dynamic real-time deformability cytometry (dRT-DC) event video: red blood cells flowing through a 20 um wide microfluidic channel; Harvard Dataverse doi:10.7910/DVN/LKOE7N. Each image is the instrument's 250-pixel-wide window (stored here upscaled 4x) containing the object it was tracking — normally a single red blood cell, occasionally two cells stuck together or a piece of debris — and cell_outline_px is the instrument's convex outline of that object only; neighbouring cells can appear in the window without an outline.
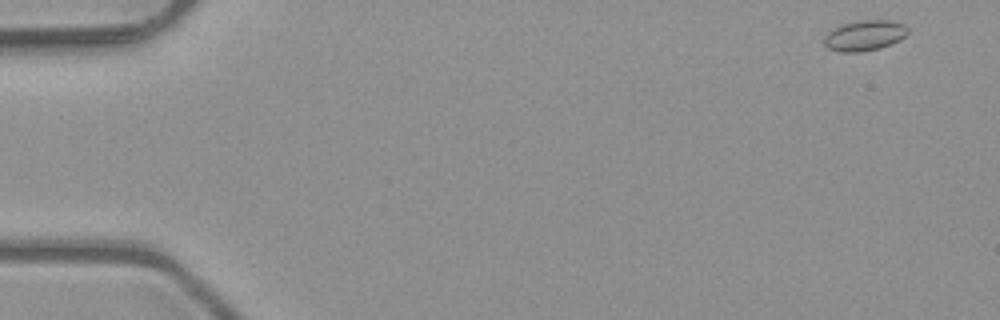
{"species": "common noctule bat (a hibernating species)", "species_latin": "Nyctalus noctula", "temperature_condition": "room temperature", "stored_images_in_passage": 4, "camera_frame_rate_fps": 3000, "um_per_image_px": 0.085, "animal": {"sex": "male", "body_mass_g": 23.1, "forearm_length_mm": 52.7}, "frame": {"image": 1, "passage_image": 1, "time_ms": 0.0, "image_size_px": [1000, 320], "cell_outline_px": [[908, 32], [900, 40], [892, 44], [880, 48], [860, 52], [840, 52], [828, 48], [824, 44], [824, 36], [832, 28], [840, 24], [856, 20], [892, 20], [904, 24], [908, 28]], "centroid_in_image_um": [73.48, 3.0], "position_along_channel_um": 11.5, "area_um2": 15.14}}
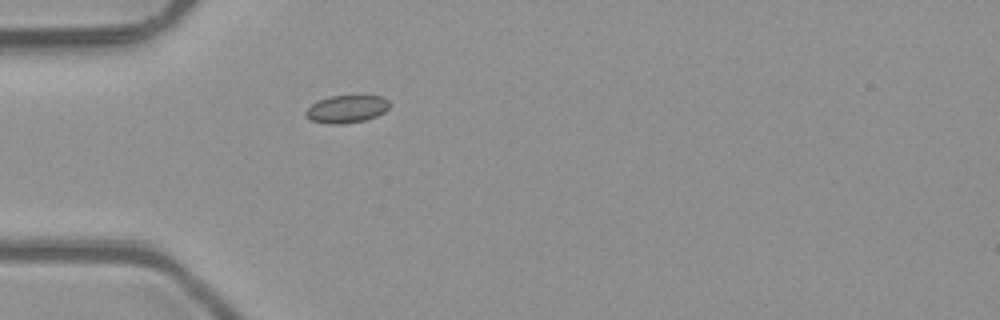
{"frame": {"image": 2, "passage_image": 4, "time_ms": 1.0, "image_size_px": [1000, 320], "cell_outline_px": [[392, 104], [384, 112], [376, 116], [364, 120], [344, 124], [332, 124], [308, 120], [304, 116], [304, 112], [312, 104], [328, 96], [380, 96], [388, 100]], "centroid_in_image_um": [29.45, 9.27], "position_along_channel_um": 55.6, "area_um2": 13.53}}